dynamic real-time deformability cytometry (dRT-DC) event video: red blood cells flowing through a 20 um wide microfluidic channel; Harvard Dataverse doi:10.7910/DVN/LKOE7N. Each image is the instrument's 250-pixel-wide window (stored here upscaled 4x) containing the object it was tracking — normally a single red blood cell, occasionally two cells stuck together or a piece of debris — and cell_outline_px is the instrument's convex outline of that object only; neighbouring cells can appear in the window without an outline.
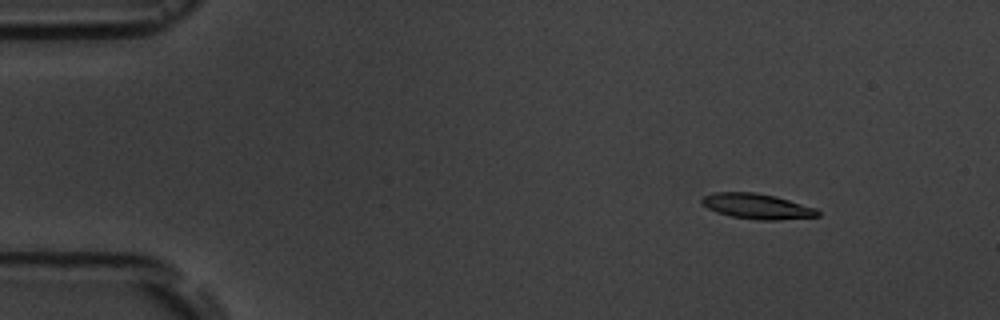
{"species": "common noctule bat (a hibernating species)", "species_latin": "Nyctalus noctula", "temperature_condition": "room temperature", "stored_images_in_passage": 8, "camera_frame_rate_fps": 3000, "um_per_image_px": 0.085, "animal": {"sex": "male", "body_mass_g": 19.5, "forearm_length_mm": 54.6}, "frame": {"image": 1, "passage_image": 2, "time_ms": 1.0, "image_size_px": [1000, 320], "cell_outline_px": [[820, 216], [780, 220], [760, 220], [732, 216], [716, 212], [708, 208], [700, 200], [704, 196], [716, 192], [756, 192], [776, 196], [816, 208], [820, 212]], "centroid_in_image_um": [64.38, 17.53], "position_along_channel_um": 20.6, "area_um2": 17.05}}
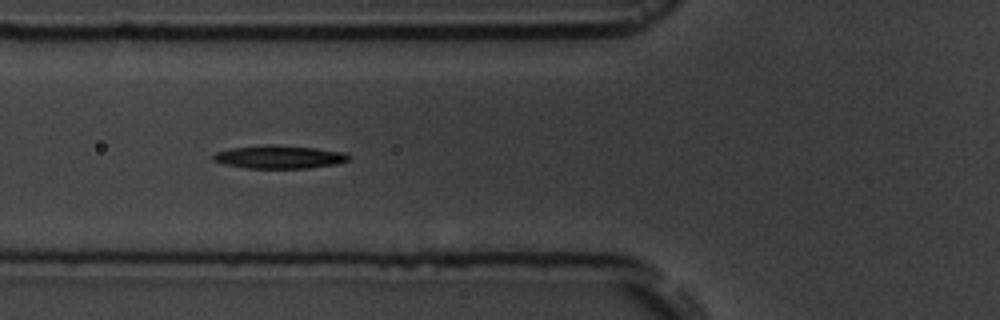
{"frame": {"image": 2, "passage_image": 6, "time_ms": 5.667, "image_size_px": [1000, 320], "cell_outline_px": [[352, 156], [348, 160], [336, 164], [308, 168], [244, 168], [224, 164], [212, 160], [212, 156], [216, 152], [232, 148], [264, 144], [272, 144], [316, 148], [344, 152]], "centroid_in_image_um": [23.73, 13.33], "position_along_channel_um": 102.1, "area_um2": 18.38}}
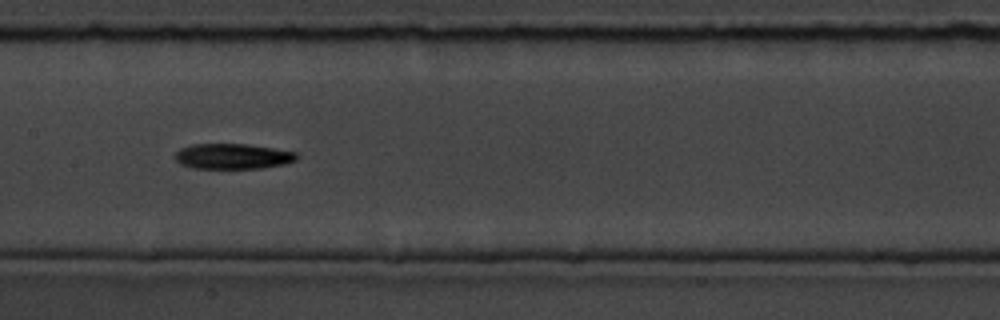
{"frame": {"image": 3, "passage_image": 8, "time_ms": 8.0, "image_size_px": [1000, 320], "cell_outline_px": [[296, 160], [284, 164], [264, 168], [192, 168], [180, 164], [176, 160], [176, 152], [180, 148], [192, 144], [244, 144], [272, 148], [296, 152]], "centroid_in_image_um": [19.75, 13.29], "position_along_channel_um": 187.6, "area_um2": 17.86}}